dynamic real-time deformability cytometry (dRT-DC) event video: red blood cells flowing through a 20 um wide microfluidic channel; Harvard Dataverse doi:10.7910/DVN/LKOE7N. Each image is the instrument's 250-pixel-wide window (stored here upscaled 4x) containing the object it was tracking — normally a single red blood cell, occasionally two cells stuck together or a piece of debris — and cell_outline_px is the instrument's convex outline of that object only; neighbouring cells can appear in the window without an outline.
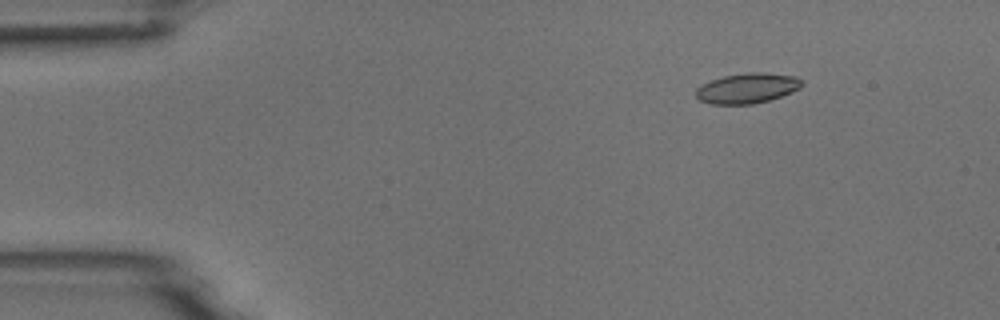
{"species": "common noctule bat (a hibernating species)", "species_latin": "Nyctalus noctula", "temperature_condition": "room temperature", "stored_images_in_passage": 8, "camera_frame_rate_fps": 3000, "um_per_image_px": 0.085, "animal": {"sex": "male", "body_mass_g": 18.8}, "frame": {"image": 1, "passage_image": 2, "time_ms": 1.333, "image_size_px": [1000, 320], "cell_outline_px": [[804, 84], [800, 88], [792, 92], [768, 100], [752, 104], [712, 104], [700, 100], [696, 96], [696, 88], [712, 80], [724, 76], [748, 72], [764, 72], [796, 76], [804, 80]], "centroid_in_image_um": [63.57, 7.49], "position_along_channel_um": 21.4, "area_um2": 18.61}}
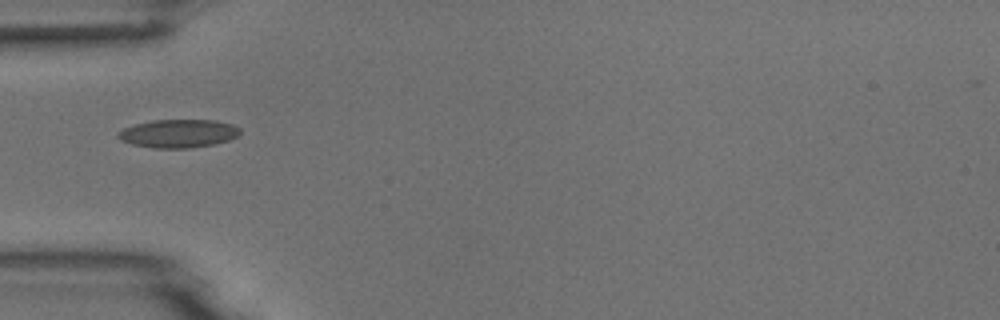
{"frame": {"image": 2, "passage_image": 5, "time_ms": 4.667, "image_size_px": [1000, 320], "cell_outline_px": [[240, 132], [236, 136], [228, 140], [216, 144], [188, 148], [152, 148], [132, 144], [120, 140], [116, 136], [116, 132], [124, 128], [136, 124], [152, 120], [216, 120], [232, 124], [240, 128]], "centroid_in_image_um": [15.14, 11.35], "position_along_channel_um": 69.9, "area_um2": 20.17}}